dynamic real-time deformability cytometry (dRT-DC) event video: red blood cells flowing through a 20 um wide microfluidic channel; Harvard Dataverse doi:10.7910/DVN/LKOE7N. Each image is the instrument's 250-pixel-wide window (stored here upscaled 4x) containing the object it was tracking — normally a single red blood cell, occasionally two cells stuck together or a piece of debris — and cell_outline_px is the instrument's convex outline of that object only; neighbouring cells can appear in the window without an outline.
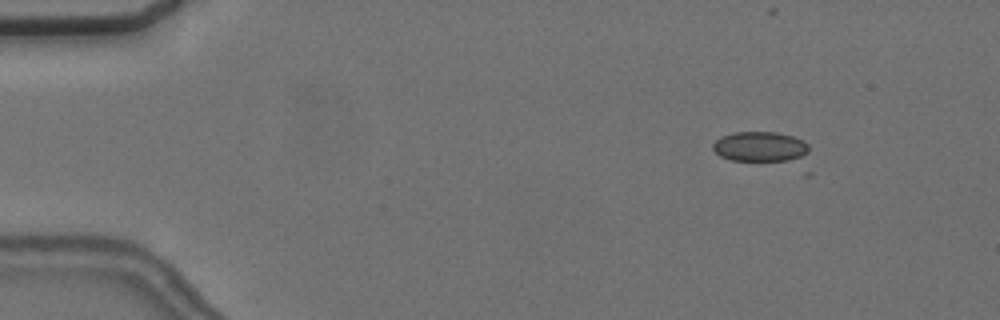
{"species": "common noctule bat (a hibernating species)", "species_latin": "Nyctalus noctula", "temperature_condition": "cold", "stored_images_in_passage": 18, "camera_frame_rate_fps": 3000, "um_per_image_px": 0.085, "animal": {"sex": "female", "body_mass_g": 24.6, "forearm_length_mm": 56.2}, "frame": {"image": 1, "passage_image": 8, "time_ms": 2.333, "image_size_px": [1000, 320], "cell_outline_px": [[808, 152], [800, 160], [732, 160], [720, 156], [712, 148], [712, 144], [716, 140], [732, 132], [776, 132], [792, 136], [804, 140], [808, 144]], "centroid_in_image_um": [64.64, 12.46], "position_along_channel_um": 20.4, "area_um2": 16.76}}